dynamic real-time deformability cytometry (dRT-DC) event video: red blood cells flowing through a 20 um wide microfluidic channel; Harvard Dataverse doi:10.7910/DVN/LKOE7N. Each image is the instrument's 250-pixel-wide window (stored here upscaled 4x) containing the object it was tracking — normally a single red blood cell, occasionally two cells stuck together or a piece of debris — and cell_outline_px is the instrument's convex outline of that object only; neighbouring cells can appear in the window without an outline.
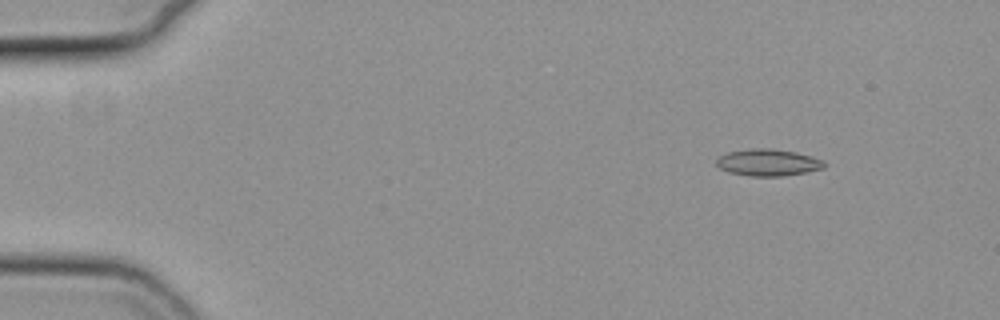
{"species": "common noctule bat (a hibernating species)", "species_latin": "Nyctalus noctula", "temperature_condition": "cold", "stored_images_in_passage": 55, "camera_frame_rate_fps": 3000, "um_per_image_px": 0.085, "animal": {"sex": "female", "body_mass_g": 19.3, "forearm_length_mm": 54.1}, "frame": {"image": 1, "passage_image": 6, "time_ms": 1.667, "image_size_px": [1000, 320], "cell_outline_px": [[828, 164], [824, 168], [784, 176], [748, 176], [728, 172], [720, 168], [716, 164], [716, 160], [724, 152], [748, 148], [772, 148], [796, 152], [812, 156], [824, 160]], "centroid_in_image_um": [65.28, 13.8], "position_along_channel_um": 19.7, "area_um2": 17.17}}
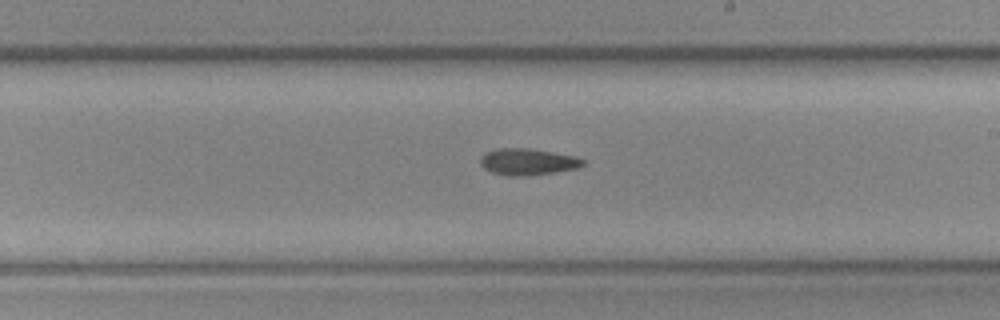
{"frame": {"image": 2, "passage_image": 32, "time_ms": 10.333, "image_size_px": [1000, 320], "cell_outline_px": [[584, 164], [576, 168], [556, 172], [528, 176], [508, 176], [492, 172], [484, 168], [480, 164], [480, 156], [484, 152], [496, 148], [528, 148], [576, 156], [584, 160]], "centroid_in_image_um": [44.81, 13.75], "position_along_channel_um": 244.2, "area_um2": 16.01}}
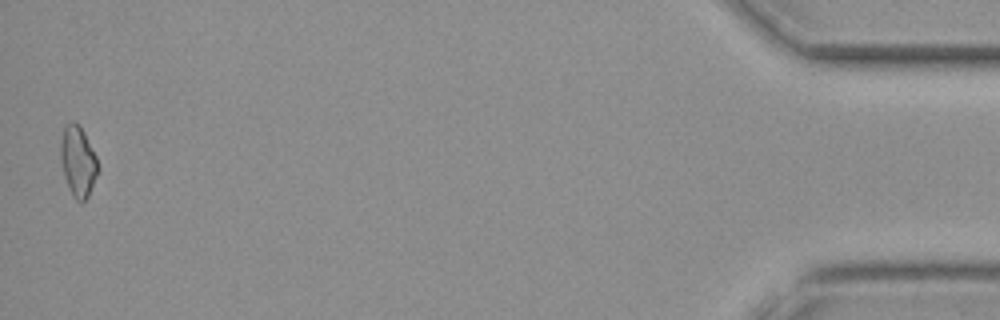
{"frame": {"image": 3, "passage_image": 54, "time_ms": 17.667, "image_size_px": [1000, 320], "cell_outline_px": [[100, 172], [88, 196], [80, 204], [72, 196], [68, 188], [64, 176], [60, 160], [60, 144], [64, 124], [72, 120], [84, 132], [96, 156], [100, 168]], "centroid_in_image_um": [6.63, 13.75], "position_along_channel_um": 428.6, "area_um2": 15.72}, "authors_computed_cell_mechanics": {"area_um2": 15.895, "velocity_mm_per_s": 3.795, "shape_relaxation_time_tau1_ms": 9.6118, "shape_relaxation_time_tau2_ms": null, "deformation_change_tau1": 0.1591, "deformation_change_tau2": null}}